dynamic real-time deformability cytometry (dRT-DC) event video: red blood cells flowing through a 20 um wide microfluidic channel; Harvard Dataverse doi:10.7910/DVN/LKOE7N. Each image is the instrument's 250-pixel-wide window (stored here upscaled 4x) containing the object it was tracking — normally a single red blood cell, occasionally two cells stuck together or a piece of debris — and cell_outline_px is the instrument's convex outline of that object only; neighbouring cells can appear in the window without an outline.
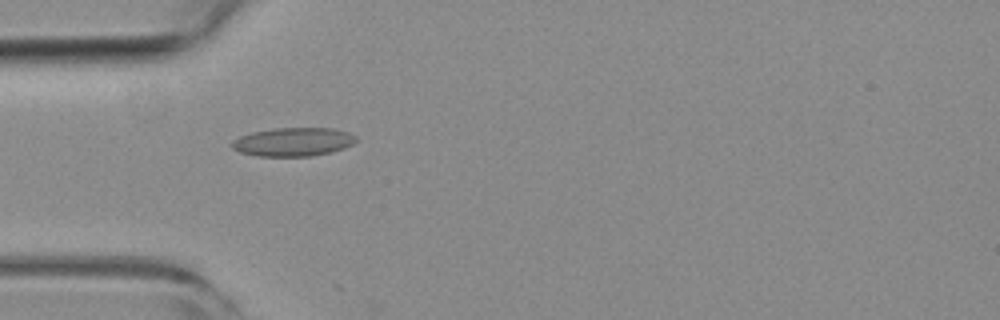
{"species": "common noctule bat (a hibernating species)", "species_latin": "Nyctalus noctula", "temperature_condition": "room temperature", "stored_images_in_passage": 22, "camera_frame_rate_fps": 3000, "um_per_image_px": 0.085, "animal": {"sex": "female", "body_mass_g": 19.3, "forearm_length_mm": 54.1}, "frame": {"image": 1, "passage_image": 15, "time_ms": 4.667, "image_size_px": [1000, 320], "cell_outline_px": [[356, 140], [352, 144], [344, 148], [332, 152], [312, 156], [256, 156], [240, 152], [232, 148], [232, 140], [240, 136], [252, 132], [272, 128], [332, 128], [348, 132], [356, 136]], "centroid_in_image_um": [24.91, 12.06], "position_along_channel_um": 60.1, "area_um2": 20.75}}
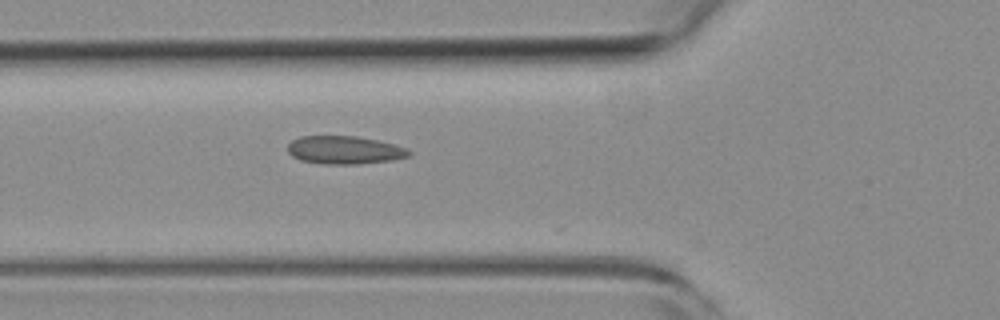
{"frame": {"image": 2, "passage_image": 18, "time_ms": 5.667, "image_size_px": [1000, 320], "cell_outline_px": [[412, 156], [392, 160], [356, 164], [324, 164], [300, 160], [292, 156], [288, 152], [288, 144], [292, 140], [300, 136], [356, 136], [376, 140], [392, 144], [404, 148], [412, 152]], "centroid_in_image_um": [29.26, 12.75], "position_along_channel_um": 96.5, "area_um2": 19.77}}
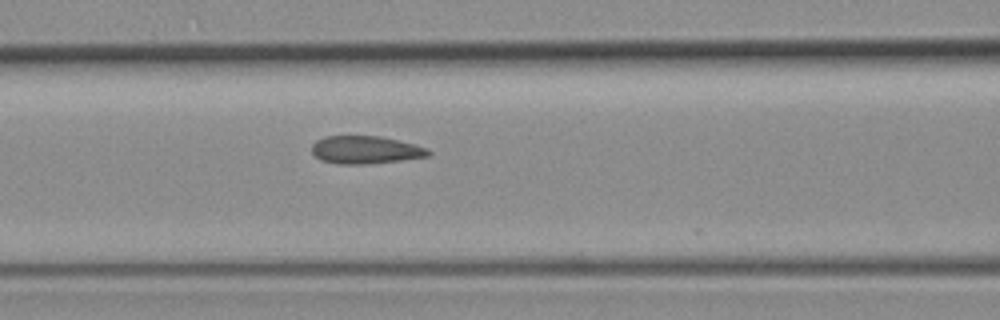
{"frame": {"image": 3, "passage_image": 21, "time_ms": 6.667, "image_size_px": [1000, 320], "cell_outline_px": [[432, 152], [428, 156], [400, 160], [368, 164], [336, 164], [320, 160], [312, 152], [312, 144], [316, 140], [324, 136], [380, 136], [428, 148]], "centroid_in_image_um": [31.03, 12.74], "position_along_channel_um": 135.6, "area_um2": 18.84}}